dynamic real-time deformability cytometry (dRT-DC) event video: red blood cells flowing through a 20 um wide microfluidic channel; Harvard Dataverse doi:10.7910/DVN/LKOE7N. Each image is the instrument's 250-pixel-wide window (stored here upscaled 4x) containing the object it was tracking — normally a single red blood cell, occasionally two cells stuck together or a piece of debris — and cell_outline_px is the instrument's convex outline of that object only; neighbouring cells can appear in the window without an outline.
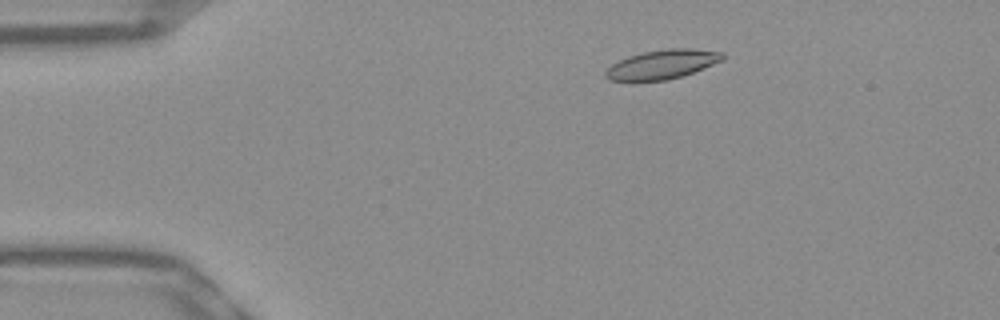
{"species": "Egyptian fruit bat (a non-hibernating species)", "species_latin": "Rousettus aegyptiacus", "temperature_condition": "warm", "stored_images_in_passage": 51, "camera_frame_rate_fps": 3000, "um_per_image_px": 0.085, "frame": {"image": 1, "passage_image": 8, "time_ms": 2.333, "image_size_px": [1000, 320], "cell_outline_px": [[724, 60], [704, 68], [668, 80], [636, 84], [608, 80], [604, 76], [604, 72], [612, 64], [628, 56], [644, 52], [668, 48], [692, 48], [724, 52]], "centroid_in_image_um": [56.22, 5.52], "position_along_channel_um": 28.8, "area_um2": 20.63}}
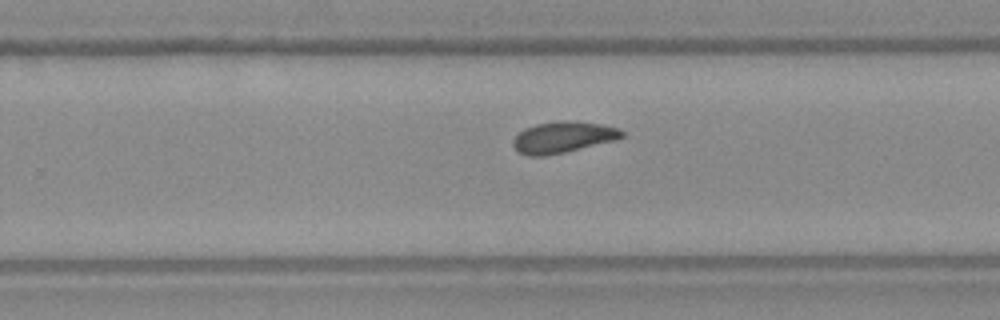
{"frame": {"image": 2, "passage_image": 32, "time_ms": 10.333, "image_size_px": [1000, 320], "cell_outline_px": [[624, 136], [616, 140], [564, 152], [544, 156], [528, 156], [520, 152], [512, 144], [512, 140], [524, 128], [536, 124], [560, 120], [564, 120], [600, 124], [620, 128], [624, 132]], "centroid_in_image_um": [47.86, 11.66], "position_along_channel_um": 281.9, "area_um2": 19.71}}
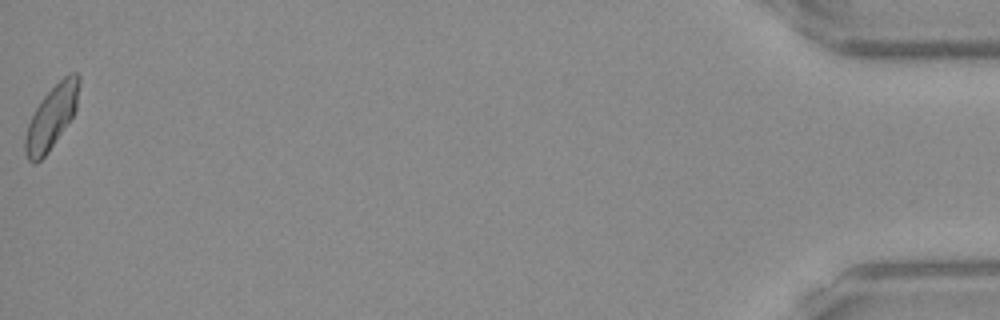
{"frame": {"image": 3, "passage_image": 51, "time_ms": 16.667, "image_size_px": [1000, 320], "cell_outline_px": [[80, 84], [76, 108], [72, 116], [48, 152], [36, 164], [32, 164], [28, 160], [24, 152], [24, 140], [28, 124], [36, 108], [44, 96], [64, 76], [72, 72], [76, 72], [80, 76]], "centroid_in_image_um": [4.37, 9.97], "position_along_channel_um": 430.8, "area_um2": 19.54}, "authors_computed_cell_mechanics": {"area_um2": 19.7098, "velocity_mm_per_s": 3.8917, "shape_relaxation_time_tau1_ms": 10.2357, "shape_relaxation_time_tau2_ms": 3.7943, "deformation_change_tau1": 0.2013, "deformation_change_tau2": 0.0978}}